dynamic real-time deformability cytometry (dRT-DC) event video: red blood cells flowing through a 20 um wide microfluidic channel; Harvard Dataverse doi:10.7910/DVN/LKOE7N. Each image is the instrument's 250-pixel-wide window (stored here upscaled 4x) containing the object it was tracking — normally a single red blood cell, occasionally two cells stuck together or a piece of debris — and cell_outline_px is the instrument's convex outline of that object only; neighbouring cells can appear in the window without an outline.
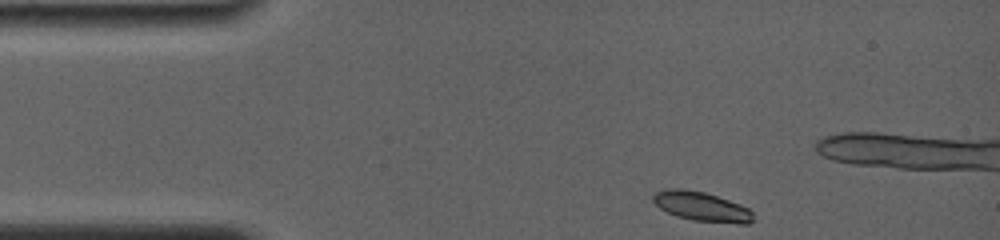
{"species": "common noctule bat (a hibernating species)", "species_latin": "Nyctalus noctula", "temperature_condition": "room temperature", "stored_images_in_passage": 62, "camera_frame_rate_fps": 4000, "um_per_image_px": 0.085, "animal": {"sex": "female", "body_mass_g": 19.0, "forearm_length_mm": 56.7}, "frame": {"image": 1, "passage_image": 1, "time_ms": 0.0, "image_size_px": [1000, 240], "cell_outline_px": [[752, 220], [748, 224], [740, 224], [692, 220], [676, 216], [660, 208], [652, 200], [652, 196], [656, 192], [664, 188], [684, 188], [704, 192], [740, 204], [748, 208], [752, 212]], "centroid_in_image_um": [59.61, 17.54], "position_along_channel_um": 25.4, "area_um2": 17.17}}
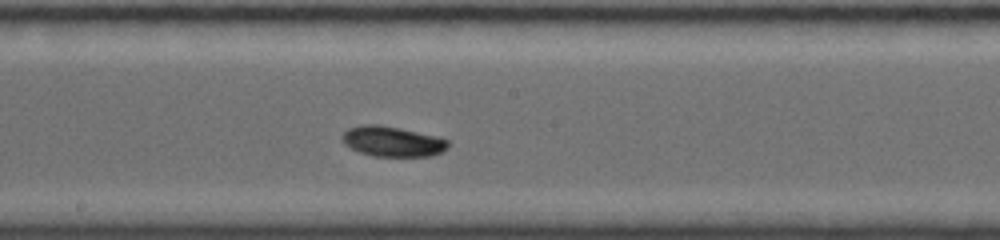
{"frame": {"image": 2, "passage_image": 40, "time_ms": 6.5, "image_size_px": [1000, 240], "cell_outline_px": [[448, 148], [432, 156], [372, 156], [360, 152], [344, 144], [340, 136], [348, 128], [360, 124], [380, 124], [440, 136], [448, 140]], "centroid_in_image_um": [33.35, 12.0], "position_along_channel_um": 214.8, "area_um2": 18.9}}
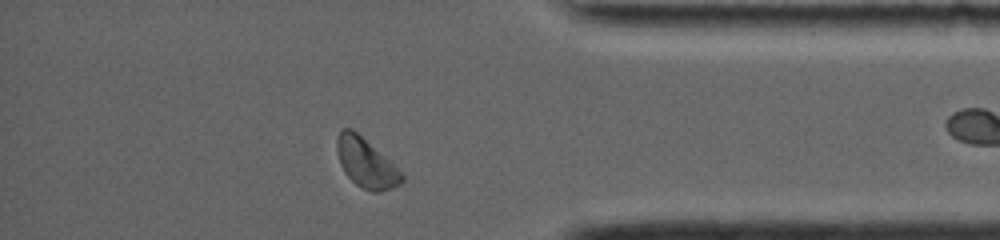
{"frame": {"image": 3, "passage_image": 60, "time_ms": 11.75, "image_size_px": [1000, 240], "cell_outline_px": [[404, 180], [400, 184], [392, 188], [380, 192], [372, 192], [356, 184], [344, 172], [340, 164], [336, 152], [336, 140], [340, 128], [352, 128], [388, 160], [404, 176]], "centroid_in_image_um": [31.06, 13.85], "position_along_channel_um": 404.1, "area_um2": 18.32}}